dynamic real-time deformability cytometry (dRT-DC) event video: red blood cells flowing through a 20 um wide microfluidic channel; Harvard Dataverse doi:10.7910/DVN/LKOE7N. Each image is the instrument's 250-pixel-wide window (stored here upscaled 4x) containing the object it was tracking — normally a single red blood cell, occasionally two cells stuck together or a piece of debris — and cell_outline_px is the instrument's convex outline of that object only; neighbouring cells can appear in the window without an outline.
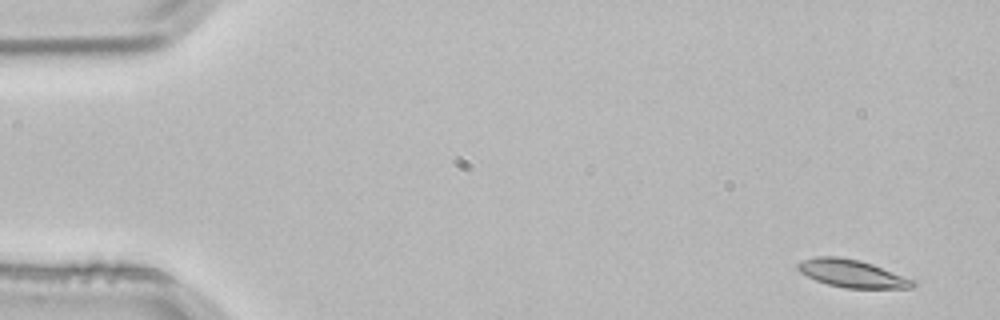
{"species": "common noctule bat (a hibernating species)", "species_latin": "Nyctalus noctula", "temperature_condition": "room temperature", "stored_images_in_passage": 4, "segment_of_instrument_passage": [2, 2], "camera_frame_rate_fps": 3000, "um_per_image_px": 0.085, "animal": {"sex": "male", "body_mass_g": 21.5, "forearm_length_mm": 52.0}, "frame": {"image": 1, "passage_image": 4, "time_ms": 1.0, "image_size_px": [1000, 320], "cell_outline_px": [[916, 284], [912, 288], [844, 288], [828, 284], [816, 280], [800, 272], [796, 268], [796, 264], [804, 260], [816, 256], [836, 256], [860, 260], [872, 264], [916, 280]], "centroid_in_image_um": [72.44, 23.25], "position_along_channel_um": 12.6, "area_um2": 18.55}}